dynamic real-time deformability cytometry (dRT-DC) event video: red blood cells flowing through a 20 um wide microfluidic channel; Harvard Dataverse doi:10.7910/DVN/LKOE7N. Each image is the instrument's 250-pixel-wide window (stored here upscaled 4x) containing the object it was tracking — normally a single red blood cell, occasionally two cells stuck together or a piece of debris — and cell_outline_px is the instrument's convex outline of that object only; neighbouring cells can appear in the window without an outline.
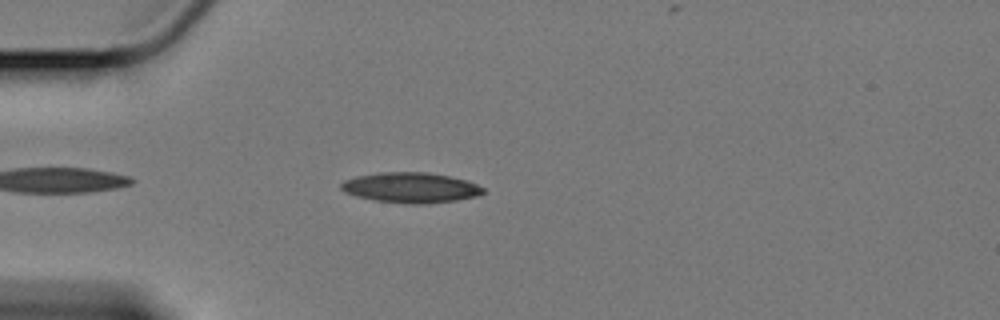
{"species": "Egyptian fruit bat (a non-hibernating species)", "species_latin": "Rousettus aegyptiacus", "temperature_condition": "cold", "stored_images_in_passage": 32, "camera_frame_rate_fps": 3000, "um_per_image_px": 0.085, "animal": {"sex": "female"}, "frame": {"image": 1, "passage_image": 5, "time_ms": 1.333, "image_size_px": [1000, 320], "cell_outline_px": [[484, 192], [476, 196], [456, 200], [424, 204], [412, 204], [376, 200], [356, 196], [344, 192], [340, 188], [340, 184], [344, 180], [356, 176], [380, 172], [428, 172], [468, 180], [484, 188]], "centroid_in_image_um": [34.9, 15.94], "position_along_channel_um": 50.1, "area_um2": 25.03}}
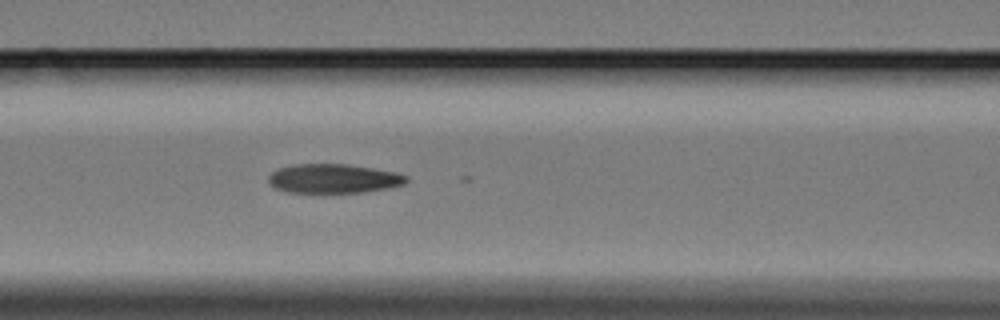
{"frame": {"image": 2, "passage_image": 14, "time_ms": 4.333, "image_size_px": [1000, 320], "cell_outline_px": [[408, 180], [404, 184], [384, 188], [360, 192], [288, 192], [276, 188], [268, 184], [268, 176], [272, 172], [280, 168], [296, 164], [348, 164], [396, 172], [408, 176]], "centroid_in_image_um": [28.33, 15.17], "position_along_channel_um": 138.3, "area_um2": 23.18}}
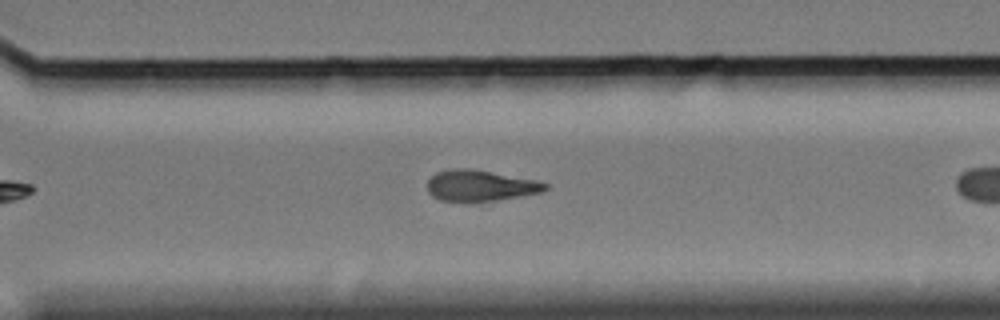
{"frame": {"image": 3, "passage_image": 27, "time_ms": 8.667, "image_size_px": [1000, 320], "cell_outline_px": [[548, 188], [540, 192], [520, 196], [496, 200], [440, 200], [432, 196], [428, 192], [428, 180], [436, 172], [448, 168], [472, 168], [536, 180], [548, 184]], "centroid_in_image_um": [40.8, 15.74], "position_along_channel_um": 329.8, "area_um2": 21.04}}